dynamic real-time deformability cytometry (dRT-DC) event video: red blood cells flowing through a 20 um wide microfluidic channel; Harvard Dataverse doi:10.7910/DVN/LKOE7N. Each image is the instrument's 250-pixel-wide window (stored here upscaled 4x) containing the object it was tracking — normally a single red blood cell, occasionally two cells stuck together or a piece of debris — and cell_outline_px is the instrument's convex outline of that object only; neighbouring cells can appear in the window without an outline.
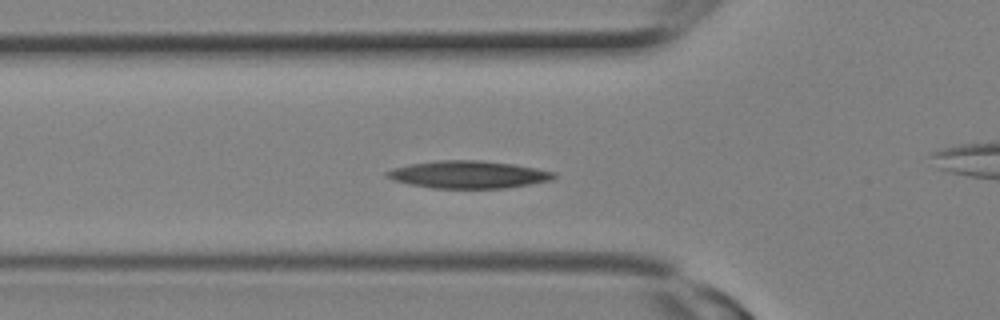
{"species": "Egyptian fruit bat (a non-hibernating species)", "species_latin": "Rousettus aegyptiacus", "temperature_condition": "room temperature", "stored_images_in_passage": 9, "camera_frame_rate_fps": 3000, "um_per_image_px": 0.085, "animal": {"sex": "female"}, "frame": {"image": 1, "passage_image": 6, "time_ms": 1.667, "image_size_px": [1000, 320], "cell_outline_px": [[556, 176], [552, 180], [504, 188], [432, 188], [412, 184], [396, 180], [388, 176], [384, 172], [392, 168], [408, 164], [436, 160], [480, 160], [512, 164], [536, 168], [552, 172]], "centroid_in_image_um": [39.79, 14.82], "position_along_channel_um": 86.0, "area_um2": 26.41}}
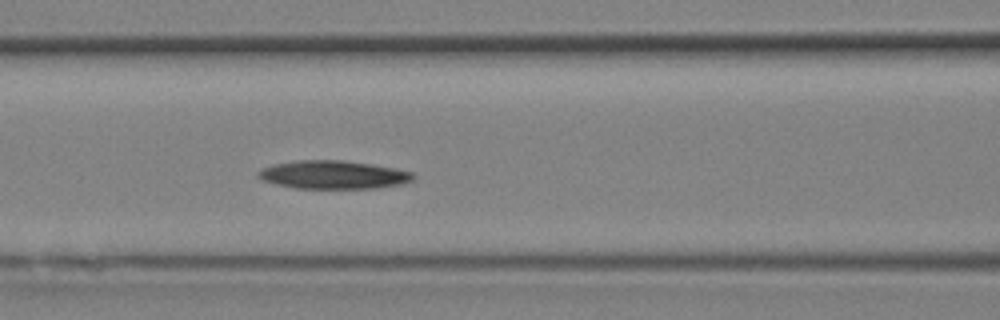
{"frame": {"image": 2, "passage_image": 8, "time_ms": 2.333, "image_size_px": [1000, 320], "cell_outline_px": [[416, 176], [412, 180], [400, 184], [376, 188], [296, 188], [276, 184], [264, 180], [256, 176], [256, 172], [272, 164], [296, 160], [344, 160], [396, 168], [412, 172]], "centroid_in_image_um": [28.32, 14.84], "position_along_channel_um": 138.3, "area_um2": 25.49}}